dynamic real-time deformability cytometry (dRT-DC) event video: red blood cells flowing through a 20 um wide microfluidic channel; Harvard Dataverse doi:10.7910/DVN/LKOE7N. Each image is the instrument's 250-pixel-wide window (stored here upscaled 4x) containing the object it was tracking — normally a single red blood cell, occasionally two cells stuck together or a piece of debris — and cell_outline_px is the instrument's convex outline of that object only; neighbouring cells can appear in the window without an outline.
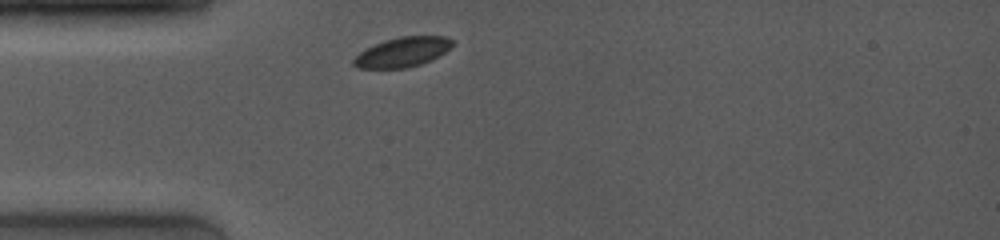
{"species": "common noctule bat (a hibernating species)", "species_latin": "Nyctalus noctula", "temperature_condition": "room temperature", "stored_images_in_passage": 42, "camera_frame_rate_fps": 4000, "um_per_image_px": 0.085, "animal": {"sex": "female", "body_mass_g": 19.0, "forearm_length_mm": 53.3}, "frame": {"image": 1, "passage_image": 1, "time_ms": 0.0, "image_size_px": [1000, 240], "cell_outline_px": [[452, 44], [444, 52], [432, 60], [408, 68], [356, 68], [352, 64], [352, 60], [360, 52], [384, 40], [400, 36], [444, 36], [452, 40]], "centroid_in_image_um": [34.19, 4.43], "position_along_channel_um": 50.8, "area_um2": 16.94}}
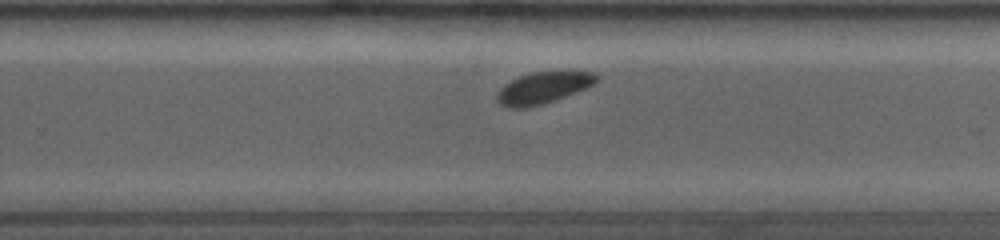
{"frame": {"image": 2, "passage_image": 25, "time_ms": 6.25, "image_size_px": [1000, 240], "cell_outline_px": [[600, 80], [576, 92], [544, 104], [524, 108], [508, 108], [500, 104], [496, 100], [496, 96], [500, 88], [504, 84], [520, 76], [532, 72], [596, 72], [600, 76]], "centroid_in_image_um": [46.15, 7.47], "position_along_channel_um": 283.6, "area_um2": 18.21}}
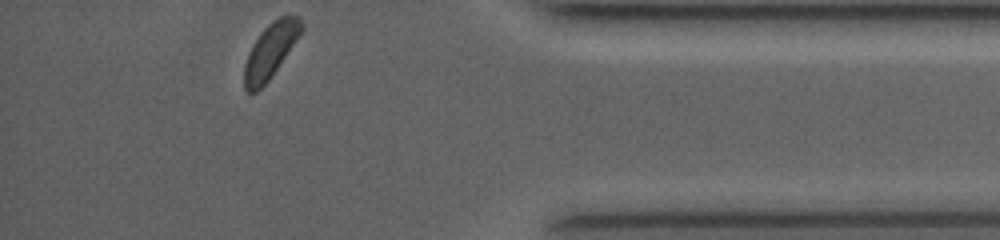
{"frame": {"image": 3, "passage_image": 42, "time_ms": 10.0, "image_size_px": [1000, 240], "cell_outline_px": [[304, 28], [268, 80], [256, 92], [248, 92], [244, 88], [244, 64], [248, 52], [252, 44], [260, 32], [272, 20], [280, 16], [300, 16]], "centroid_in_image_um": [22.96, 4.28], "position_along_channel_um": 412.2, "area_um2": 17.92}, "authors_computed_cell_mechanics": {"area_um2": 18.5538, "velocity_mm_per_s": 3.8975, "shape_relaxation_time_tau1_ms": null, "shape_relaxation_time_tau2_ms": 5.3417, "deformation_change_tau1": null, "deformation_change_tau2": 0.066}}